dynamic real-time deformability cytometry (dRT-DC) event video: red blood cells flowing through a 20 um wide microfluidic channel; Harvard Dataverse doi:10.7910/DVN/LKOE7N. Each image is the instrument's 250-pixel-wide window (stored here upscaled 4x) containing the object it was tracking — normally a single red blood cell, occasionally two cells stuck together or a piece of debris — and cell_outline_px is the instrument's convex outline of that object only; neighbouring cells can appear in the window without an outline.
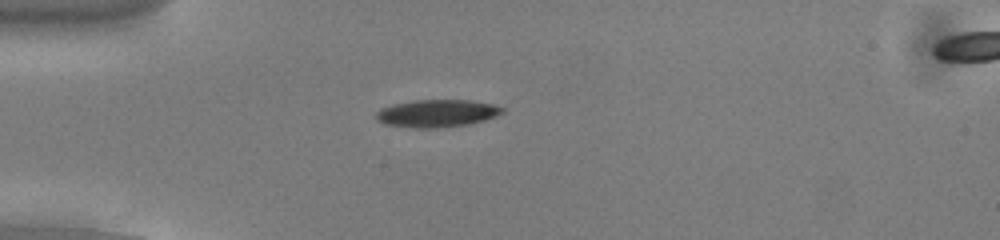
{"species": "common noctule bat (a hibernating species)", "species_latin": "Nyctalus noctula", "temperature_condition": "cold", "stored_images_in_passage": 40, "camera_frame_rate_fps": 3000, "um_per_image_px": 0.085, "animal": {"sex": "male", "body_mass_g": 13.0, "forearm_length_mm": 53.1}, "frame": {"image": 1, "passage_image": 1, "time_ms": 0.0, "image_size_px": [1000, 240], "cell_outline_px": [[504, 112], [496, 116], [484, 120], [468, 124], [436, 128], [412, 128], [384, 124], [376, 120], [376, 112], [380, 108], [392, 104], [412, 100], [468, 100], [492, 104], [504, 108]], "centroid_in_image_um": [37.09, 9.63], "position_along_channel_um": 47.9, "area_um2": 20.35}}
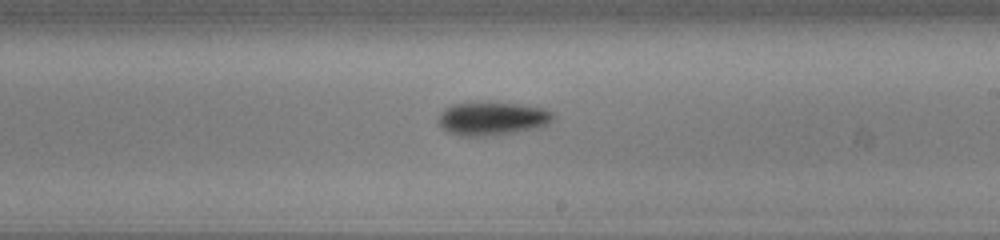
{"frame": {"image": 2, "passage_image": 18, "time_ms": 5.667, "image_size_px": [1000, 240], "cell_outline_px": [[552, 120], [548, 124], [540, 128], [488, 136], [464, 136], [448, 132], [440, 124], [440, 116], [444, 108], [452, 104], [520, 104], [540, 108], [552, 112]], "centroid_in_image_um": [41.87, 10.11], "position_along_channel_um": 247.1, "area_um2": 21.56}}
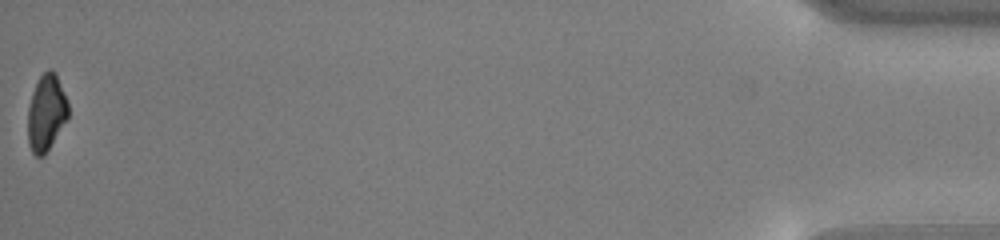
{"frame": {"image": 3, "passage_image": 40, "time_ms": 13.0, "image_size_px": [1000, 240], "cell_outline_px": [[68, 116], [44, 156], [36, 156], [32, 152], [28, 144], [28, 108], [32, 92], [40, 76], [48, 68], [56, 72], [68, 104]], "centroid_in_image_um": [3.91, 9.57], "position_along_channel_um": 431.3, "area_um2": 17.74}, "authors_computed_cell_mechanics": {"area_um2": 20.4612, "velocity_mm_per_s": 3.8461, "shape_relaxation_time_tau1_ms": 2.3909, "shape_relaxation_time_tau2_ms": null, "deformation_change_tau1": 0.0936, "deformation_change_tau2": null}}